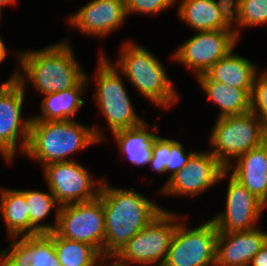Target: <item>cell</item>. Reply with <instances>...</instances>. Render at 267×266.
Instances as JSON below:
<instances>
[{"label":"cell","mask_w":267,"mask_h":266,"mask_svg":"<svg viewBox=\"0 0 267 266\" xmlns=\"http://www.w3.org/2000/svg\"><path fill=\"white\" fill-rule=\"evenodd\" d=\"M261 146L263 147V149L265 150L266 154H267V126L263 135V140L261 142Z\"/></svg>","instance_id":"836d02e7"},{"label":"cell","mask_w":267,"mask_h":266,"mask_svg":"<svg viewBox=\"0 0 267 266\" xmlns=\"http://www.w3.org/2000/svg\"><path fill=\"white\" fill-rule=\"evenodd\" d=\"M88 82L90 81L86 75L73 88L46 94L41 101L42 115L31 117V121L73 120L75 113L85 104L81 96Z\"/></svg>","instance_id":"ffe728a7"},{"label":"cell","mask_w":267,"mask_h":266,"mask_svg":"<svg viewBox=\"0 0 267 266\" xmlns=\"http://www.w3.org/2000/svg\"><path fill=\"white\" fill-rule=\"evenodd\" d=\"M177 12L197 32L232 29V0H181Z\"/></svg>","instance_id":"ac0fdd59"},{"label":"cell","mask_w":267,"mask_h":266,"mask_svg":"<svg viewBox=\"0 0 267 266\" xmlns=\"http://www.w3.org/2000/svg\"><path fill=\"white\" fill-rule=\"evenodd\" d=\"M72 51L65 40L55 45L51 44L42 50L15 53L23 72H20V69L15 70L14 78L24 88L28 80L31 81V84L43 95L73 88L86 74Z\"/></svg>","instance_id":"7a4b0ae2"},{"label":"cell","mask_w":267,"mask_h":266,"mask_svg":"<svg viewBox=\"0 0 267 266\" xmlns=\"http://www.w3.org/2000/svg\"><path fill=\"white\" fill-rule=\"evenodd\" d=\"M0 266H59L54 232L13 240L9 250H0Z\"/></svg>","instance_id":"2e32d148"},{"label":"cell","mask_w":267,"mask_h":266,"mask_svg":"<svg viewBox=\"0 0 267 266\" xmlns=\"http://www.w3.org/2000/svg\"><path fill=\"white\" fill-rule=\"evenodd\" d=\"M6 56H7V49L5 47L4 41L0 36V63L5 59Z\"/></svg>","instance_id":"d6a6232c"},{"label":"cell","mask_w":267,"mask_h":266,"mask_svg":"<svg viewBox=\"0 0 267 266\" xmlns=\"http://www.w3.org/2000/svg\"><path fill=\"white\" fill-rule=\"evenodd\" d=\"M146 121L134 128L122 129L113 132V137L118 144L122 155L126 156L133 165H149L152 155L153 138L156 136L153 130L157 126L152 125L148 131Z\"/></svg>","instance_id":"cb8c5ba5"},{"label":"cell","mask_w":267,"mask_h":266,"mask_svg":"<svg viewBox=\"0 0 267 266\" xmlns=\"http://www.w3.org/2000/svg\"><path fill=\"white\" fill-rule=\"evenodd\" d=\"M25 195V201L28 206V214L31 226L39 234H49L55 231L56 225L41 224V221L47 217L52 208L59 204L56 202L52 193H45L36 190H20Z\"/></svg>","instance_id":"484cf974"},{"label":"cell","mask_w":267,"mask_h":266,"mask_svg":"<svg viewBox=\"0 0 267 266\" xmlns=\"http://www.w3.org/2000/svg\"><path fill=\"white\" fill-rule=\"evenodd\" d=\"M232 49L218 60L205 74L213 81L230 87L252 89L257 76V68L248 59L233 54Z\"/></svg>","instance_id":"7402d4cb"},{"label":"cell","mask_w":267,"mask_h":266,"mask_svg":"<svg viewBox=\"0 0 267 266\" xmlns=\"http://www.w3.org/2000/svg\"><path fill=\"white\" fill-rule=\"evenodd\" d=\"M0 191V212L9 237L17 239L19 236L38 235L30 224L25 195L20 189L2 188Z\"/></svg>","instance_id":"603a6c76"},{"label":"cell","mask_w":267,"mask_h":266,"mask_svg":"<svg viewBox=\"0 0 267 266\" xmlns=\"http://www.w3.org/2000/svg\"><path fill=\"white\" fill-rule=\"evenodd\" d=\"M43 167L49 192L59 206L91 201L99 196L103 180L95 182L77 161L53 162Z\"/></svg>","instance_id":"8fae6325"},{"label":"cell","mask_w":267,"mask_h":266,"mask_svg":"<svg viewBox=\"0 0 267 266\" xmlns=\"http://www.w3.org/2000/svg\"><path fill=\"white\" fill-rule=\"evenodd\" d=\"M100 128L86 127L74 120L31 121L25 155L43 166L67 160L70 154L104 139Z\"/></svg>","instance_id":"3957f363"},{"label":"cell","mask_w":267,"mask_h":266,"mask_svg":"<svg viewBox=\"0 0 267 266\" xmlns=\"http://www.w3.org/2000/svg\"><path fill=\"white\" fill-rule=\"evenodd\" d=\"M237 42L234 29L198 31L175 50L172 59L193 69L198 77L235 49Z\"/></svg>","instance_id":"7c38bea8"},{"label":"cell","mask_w":267,"mask_h":266,"mask_svg":"<svg viewBox=\"0 0 267 266\" xmlns=\"http://www.w3.org/2000/svg\"><path fill=\"white\" fill-rule=\"evenodd\" d=\"M194 153H185L183 145L176 140L171 139V156L169 159V167L166 168V173L171 172L167 182L172 178L180 169L187 165V162L191 155Z\"/></svg>","instance_id":"4dcf8cb0"},{"label":"cell","mask_w":267,"mask_h":266,"mask_svg":"<svg viewBox=\"0 0 267 266\" xmlns=\"http://www.w3.org/2000/svg\"><path fill=\"white\" fill-rule=\"evenodd\" d=\"M24 95L25 88L13 74L0 88V154L9 164L14 161L17 143L21 142L19 148L23 154L28 144L32 118H21Z\"/></svg>","instance_id":"9c48e42d"},{"label":"cell","mask_w":267,"mask_h":266,"mask_svg":"<svg viewBox=\"0 0 267 266\" xmlns=\"http://www.w3.org/2000/svg\"><path fill=\"white\" fill-rule=\"evenodd\" d=\"M15 1H17V0H0V6L4 7L5 5H9L11 3L13 5V3L14 4L16 3Z\"/></svg>","instance_id":"e575fe53"},{"label":"cell","mask_w":267,"mask_h":266,"mask_svg":"<svg viewBox=\"0 0 267 266\" xmlns=\"http://www.w3.org/2000/svg\"><path fill=\"white\" fill-rule=\"evenodd\" d=\"M231 175L249 192L267 205V154L262 146L251 149L227 167Z\"/></svg>","instance_id":"d6986e66"},{"label":"cell","mask_w":267,"mask_h":266,"mask_svg":"<svg viewBox=\"0 0 267 266\" xmlns=\"http://www.w3.org/2000/svg\"><path fill=\"white\" fill-rule=\"evenodd\" d=\"M218 233L212 220L191 229L178 222L162 266H215Z\"/></svg>","instance_id":"30bf717a"},{"label":"cell","mask_w":267,"mask_h":266,"mask_svg":"<svg viewBox=\"0 0 267 266\" xmlns=\"http://www.w3.org/2000/svg\"><path fill=\"white\" fill-rule=\"evenodd\" d=\"M177 225L178 216L164 209L127 242L112 262L115 266L135 263L162 266Z\"/></svg>","instance_id":"8992f818"},{"label":"cell","mask_w":267,"mask_h":266,"mask_svg":"<svg viewBox=\"0 0 267 266\" xmlns=\"http://www.w3.org/2000/svg\"><path fill=\"white\" fill-rule=\"evenodd\" d=\"M228 173L230 174L210 151H195L187 165L170 178L160 192L166 196H196L223 180Z\"/></svg>","instance_id":"4fadbf2b"},{"label":"cell","mask_w":267,"mask_h":266,"mask_svg":"<svg viewBox=\"0 0 267 266\" xmlns=\"http://www.w3.org/2000/svg\"><path fill=\"white\" fill-rule=\"evenodd\" d=\"M252 111L267 126V70L256 76L250 98Z\"/></svg>","instance_id":"83f0119b"},{"label":"cell","mask_w":267,"mask_h":266,"mask_svg":"<svg viewBox=\"0 0 267 266\" xmlns=\"http://www.w3.org/2000/svg\"><path fill=\"white\" fill-rule=\"evenodd\" d=\"M229 176L225 210L211 220L219 233L254 229L266 205L231 174Z\"/></svg>","instance_id":"5bb4252c"},{"label":"cell","mask_w":267,"mask_h":266,"mask_svg":"<svg viewBox=\"0 0 267 266\" xmlns=\"http://www.w3.org/2000/svg\"><path fill=\"white\" fill-rule=\"evenodd\" d=\"M116 64L115 67L155 106L168 109L178 100L174 83L162 63L145 47L125 42Z\"/></svg>","instance_id":"277c9868"},{"label":"cell","mask_w":267,"mask_h":266,"mask_svg":"<svg viewBox=\"0 0 267 266\" xmlns=\"http://www.w3.org/2000/svg\"><path fill=\"white\" fill-rule=\"evenodd\" d=\"M176 0H125L127 16L130 13L157 14L171 7Z\"/></svg>","instance_id":"f546056e"},{"label":"cell","mask_w":267,"mask_h":266,"mask_svg":"<svg viewBox=\"0 0 267 266\" xmlns=\"http://www.w3.org/2000/svg\"><path fill=\"white\" fill-rule=\"evenodd\" d=\"M80 8L71 15L69 24L90 36L109 35L127 17L125 0H92Z\"/></svg>","instance_id":"9a60e30c"},{"label":"cell","mask_w":267,"mask_h":266,"mask_svg":"<svg viewBox=\"0 0 267 266\" xmlns=\"http://www.w3.org/2000/svg\"><path fill=\"white\" fill-rule=\"evenodd\" d=\"M97 68V89L93 97L96 98L101 114L107 120L112 133L141 125L145 120L137 115L132 106L119 69L107 60L103 53Z\"/></svg>","instance_id":"52a82bcc"},{"label":"cell","mask_w":267,"mask_h":266,"mask_svg":"<svg viewBox=\"0 0 267 266\" xmlns=\"http://www.w3.org/2000/svg\"><path fill=\"white\" fill-rule=\"evenodd\" d=\"M171 156V139L156 135L153 138L152 155L149 161L150 167L158 173H166Z\"/></svg>","instance_id":"f1b7e54d"},{"label":"cell","mask_w":267,"mask_h":266,"mask_svg":"<svg viewBox=\"0 0 267 266\" xmlns=\"http://www.w3.org/2000/svg\"><path fill=\"white\" fill-rule=\"evenodd\" d=\"M267 243V232L249 231L218 233L215 266H249L252 258Z\"/></svg>","instance_id":"e0dca14e"},{"label":"cell","mask_w":267,"mask_h":266,"mask_svg":"<svg viewBox=\"0 0 267 266\" xmlns=\"http://www.w3.org/2000/svg\"><path fill=\"white\" fill-rule=\"evenodd\" d=\"M105 218L104 258H114L127 242L164 209L142 194L102 182L99 196Z\"/></svg>","instance_id":"6da1fadb"},{"label":"cell","mask_w":267,"mask_h":266,"mask_svg":"<svg viewBox=\"0 0 267 266\" xmlns=\"http://www.w3.org/2000/svg\"><path fill=\"white\" fill-rule=\"evenodd\" d=\"M232 24L238 38L240 27L267 24V0H232Z\"/></svg>","instance_id":"4316f807"},{"label":"cell","mask_w":267,"mask_h":266,"mask_svg":"<svg viewBox=\"0 0 267 266\" xmlns=\"http://www.w3.org/2000/svg\"><path fill=\"white\" fill-rule=\"evenodd\" d=\"M55 233L93 246L104 257L105 218L102 200L56 206Z\"/></svg>","instance_id":"ba28073f"},{"label":"cell","mask_w":267,"mask_h":266,"mask_svg":"<svg viewBox=\"0 0 267 266\" xmlns=\"http://www.w3.org/2000/svg\"><path fill=\"white\" fill-rule=\"evenodd\" d=\"M249 266H267V243L252 258Z\"/></svg>","instance_id":"1f68e13d"},{"label":"cell","mask_w":267,"mask_h":266,"mask_svg":"<svg viewBox=\"0 0 267 266\" xmlns=\"http://www.w3.org/2000/svg\"><path fill=\"white\" fill-rule=\"evenodd\" d=\"M208 98L221 109L218 118L239 115L250 111L252 89L230 87L211 80L206 74L196 77Z\"/></svg>","instance_id":"44dd1931"},{"label":"cell","mask_w":267,"mask_h":266,"mask_svg":"<svg viewBox=\"0 0 267 266\" xmlns=\"http://www.w3.org/2000/svg\"><path fill=\"white\" fill-rule=\"evenodd\" d=\"M266 125L252 112L217 118L210 136L212 154L225 167L232 159L261 146Z\"/></svg>","instance_id":"5b68a950"},{"label":"cell","mask_w":267,"mask_h":266,"mask_svg":"<svg viewBox=\"0 0 267 266\" xmlns=\"http://www.w3.org/2000/svg\"><path fill=\"white\" fill-rule=\"evenodd\" d=\"M100 266H103V264L102 265H100ZM105 266V265H104ZM108 266H115L114 265V263L113 262H111V264H109Z\"/></svg>","instance_id":"d590c367"},{"label":"cell","mask_w":267,"mask_h":266,"mask_svg":"<svg viewBox=\"0 0 267 266\" xmlns=\"http://www.w3.org/2000/svg\"><path fill=\"white\" fill-rule=\"evenodd\" d=\"M54 248L59 264L66 266H100L106 260L93 246L60 237L55 232Z\"/></svg>","instance_id":"d4e9b609"}]
</instances>
